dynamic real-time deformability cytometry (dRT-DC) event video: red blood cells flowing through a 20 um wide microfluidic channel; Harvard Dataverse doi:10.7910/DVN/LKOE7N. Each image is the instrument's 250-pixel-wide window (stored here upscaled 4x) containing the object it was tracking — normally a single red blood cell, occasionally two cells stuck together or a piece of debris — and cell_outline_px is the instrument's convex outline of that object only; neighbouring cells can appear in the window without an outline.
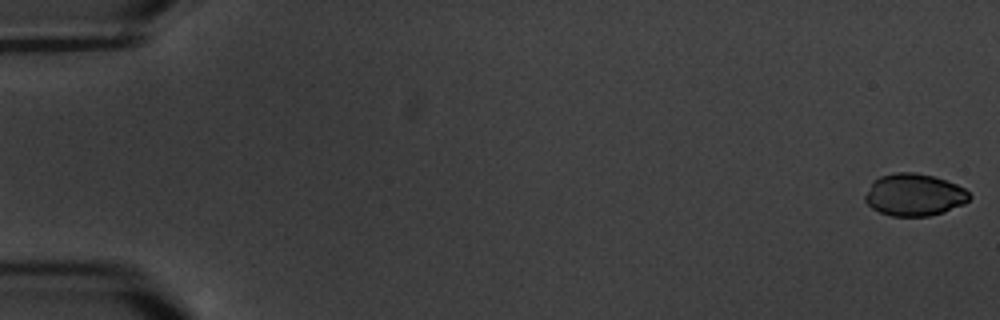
{"species": "common noctule bat (a hibernating species)", "species_latin": "Nyctalus noctula", "temperature_condition": "warm", "stored_images_in_passage": 7, "segment_of_instrument_passage": [1, 2], "camera_frame_rate_fps": 3000, "um_per_image_px": 0.085, "animal": {"sex": "male", "body_mass_g": 20.1, "forearm_length_mm": 53.5}, "frame": {"image": 1, "passage_image": 1, "time_ms": 0.0, "image_size_px": [1000, 320], "cell_outline_px": [[972, 196], [964, 204], [944, 212], [928, 216], [892, 216], [880, 212], [872, 208], [864, 200], [864, 196], [872, 180], [880, 176], [896, 172], [916, 172], [932, 176], [956, 184], [964, 188]], "centroid_in_image_um": [77.69, 16.56], "position_along_channel_um": 7.3, "area_um2": 25.72}}
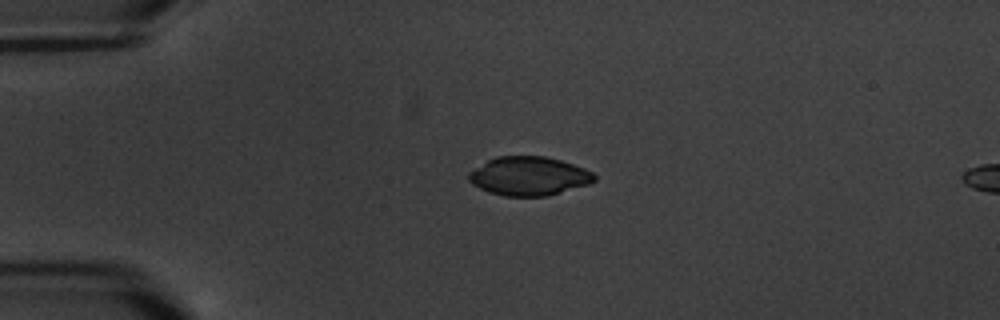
{"frame": {"image": 2, "passage_image": 5, "time_ms": 4.667, "image_size_px": [1000, 320], "cell_outline_px": [[596, 180], [588, 184], [548, 196], [504, 196], [488, 192], [472, 184], [468, 180], [468, 172], [488, 160], [496, 156], [544, 156], [560, 160], [584, 168], [592, 172], [596, 176]], "centroid_in_image_um": [44.94, 14.97], "position_along_channel_um": 40.1, "area_um2": 28.38}}